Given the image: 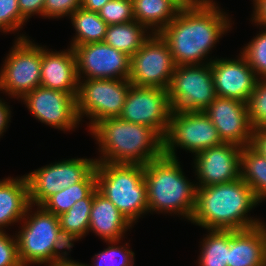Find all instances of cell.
<instances>
[{
  "label": "cell",
  "mask_w": 266,
  "mask_h": 266,
  "mask_svg": "<svg viewBox=\"0 0 266 266\" xmlns=\"http://www.w3.org/2000/svg\"><path fill=\"white\" fill-rule=\"evenodd\" d=\"M259 205L251 187L242 179L197 187L196 206L191 223L206 230H243L264 221L248 217Z\"/></svg>",
  "instance_id": "cell-2"
},
{
  "label": "cell",
  "mask_w": 266,
  "mask_h": 266,
  "mask_svg": "<svg viewBox=\"0 0 266 266\" xmlns=\"http://www.w3.org/2000/svg\"><path fill=\"white\" fill-rule=\"evenodd\" d=\"M237 57H216L210 62L215 92L218 97L247 103L258 78L245 56L241 53Z\"/></svg>",
  "instance_id": "cell-18"
},
{
  "label": "cell",
  "mask_w": 266,
  "mask_h": 266,
  "mask_svg": "<svg viewBox=\"0 0 266 266\" xmlns=\"http://www.w3.org/2000/svg\"><path fill=\"white\" fill-rule=\"evenodd\" d=\"M131 85L128 79H79L76 110L80 122L88 117L90 130L101 120L119 117Z\"/></svg>",
  "instance_id": "cell-8"
},
{
  "label": "cell",
  "mask_w": 266,
  "mask_h": 266,
  "mask_svg": "<svg viewBox=\"0 0 266 266\" xmlns=\"http://www.w3.org/2000/svg\"><path fill=\"white\" fill-rule=\"evenodd\" d=\"M27 20L19 11L18 0H0V31L14 32L22 29ZM23 25V26H22Z\"/></svg>",
  "instance_id": "cell-35"
},
{
  "label": "cell",
  "mask_w": 266,
  "mask_h": 266,
  "mask_svg": "<svg viewBox=\"0 0 266 266\" xmlns=\"http://www.w3.org/2000/svg\"><path fill=\"white\" fill-rule=\"evenodd\" d=\"M99 144L96 162L146 165L163 155V139L150 127L119 117L97 122L90 130Z\"/></svg>",
  "instance_id": "cell-3"
},
{
  "label": "cell",
  "mask_w": 266,
  "mask_h": 266,
  "mask_svg": "<svg viewBox=\"0 0 266 266\" xmlns=\"http://www.w3.org/2000/svg\"><path fill=\"white\" fill-rule=\"evenodd\" d=\"M94 198V191L84 199L76 201L72 207L58 216L60 229L69 231L78 237L89 233L90 211Z\"/></svg>",
  "instance_id": "cell-29"
},
{
  "label": "cell",
  "mask_w": 266,
  "mask_h": 266,
  "mask_svg": "<svg viewBox=\"0 0 266 266\" xmlns=\"http://www.w3.org/2000/svg\"><path fill=\"white\" fill-rule=\"evenodd\" d=\"M119 242L105 241L109 246L93 256V264L85 266H134L135 253L129 249L128 243L117 246Z\"/></svg>",
  "instance_id": "cell-30"
},
{
  "label": "cell",
  "mask_w": 266,
  "mask_h": 266,
  "mask_svg": "<svg viewBox=\"0 0 266 266\" xmlns=\"http://www.w3.org/2000/svg\"><path fill=\"white\" fill-rule=\"evenodd\" d=\"M82 0H45L43 17L63 18L70 16L81 7Z\"/></svg>",
  "instance_id": "cell-36"
},
{
  "label": "cell",
  "mask_w": 266,
  "mask_h": 266,
  "mask_svg": "<svg viewBox=\"0 0 266 266\" xmlns=\"http://www.w3.org/2000/svg\"><path fill=\"white\" fill-rule=\"evenodd\" d=\"M0 266H22L16 237L0 231Z\"/></svg>",
  "instance_id": "cell-37"
},
{
  "label": "cell",
  "mask_w": 266,
  "mask_h": 266,
  "mask_svg": "<svg viewBox=\"0 0 266 266\" xmlns=\"http://www.w3.org/2000/svg\"><path fill=\"white\" fill-rule=\"evenodd\" d=\"M110 0H82L81 7L99 13L101 8Z\"/></svg>",
  "instance_id": "cell-41"
},
{
  "label": "cell",
  "mask_w": 266,
  "mask_h": 266,
  "mask_svg": "<svg viewBox=\"0 0 266 266\" xmlns=\"http://www.w3.org/2000/svg\"><path fill=\"white\" fill-rule=\"evenodd\" d=\"M176 65L168 45L152 34L130 57L129 82L136 86L168 89Z\"/></svg>",
  "instance_id": "cell-12"
},
{
  "label": "cell",
  "mask_w": 266,
  "mask_h": 266,
  "mask_svg": "<svg viewBox=\"0 0 266 266\" xmlns=\"http://www.w3.org/2000/svg\"><path fill=\"white\" fill-rule=\"evenodd\" d=\"M132 1L134 19L148 31L151 30V34H159L181 9L173 0Z\"/></svg>",
  "instance_id": "cell-23"
},
{
  "label": "cell",
  "mask_w": 266,
  "mask_h": 266,
  "mask_svg": "<svg viewBox=\"0 0 266 266\" xmlns=\"http://www.w3.org/2000/svg\"><path fill=\"white\" fill-rule=\"evenodd\" d=\"M242 48V53L258 79H266V28Z\"/></svg>",
  "instance_id": "cell-31"
},
{
  "label": "cell",
  "mask_w": 266,
  "mask_h": 266,
  "mask_svg": "<svg viewBox=\"0 0 266 266\" xmlns=\"http://www.w3.org/2000/svg\"><path fill=\"white\" fill-rule=\"evenodd\" d=\"M78 79H128L130 56L104 42L72 47ZM84 75V76H83Z\"/></svg>",
  "instance_id": "cell-14"
},
{
  "label": "cell",
  "mask_w": 266,
  "mask_h": 266,
  "mask_svg": "<svg viewBox=\"0 0 266 266\" xmlns=\"http://www.w3.org/2000/svg\"><path fill=\"white\" fill-rule=\"evenodd\" d=\"M96 189L95 168L81 181L50 196L41 207L55 216L68 211L72 205L87 198Z\"/></svg>",
  "instance_id": "cell-27"
},
{
  "label": "cell",
  "mask_w": 266,
  "mask_h": 266,
  "mask_svg": "<svg viewBox=\"0 0 266 266\" xmlns=\"http://www.w3.org/2000/svg\"><path fill=\"white\" fill-rule=\"evenodd\" d=\"M70 17L75 29L70 47L103 42L108 25L100 18L99 13L80 7Z\"/></svg>",
  "instance_id": "cell-26"
},
{
  "label": "cell",
  "mask_w": 266,
  "mask_h": 266,
  "mask_svg": "<svg viewBox=\"0 0 266 266\" xmlns=\"http://www.w3.org/2000/svg\"><path fill=\"white\" fill-rule=\"evenodd\" d=\"M0 98V137L6 132L8 123L11 122V110L8 103ZM7 103V104H6Z\"/></svg>",
  "instance_id": "cell-40"
},
{
  "label": "cell",
  "mask_w": 266,
  "mask_h": 266,
  "mask_svg": "<svg viewBox=\"0 0 266 266\" xmlns=\"http://www.w3.org/2000/svg\"><path fill=\"white\" fill-rule=\"evenodd\" d=\"M148 213L179 214L191 220L197 197V185L190 182L179 159L162 155L144 165Z\"/></svg>",
  "instance_id": "cell-4"
},
{
  "label": "cell",
  "mask_w": 266,
  "mask_h": 266,
  "mask_svg": "<svg viewBox=\"0 0 266 266\" xmlns=\"http://www.w3.org/2000/svg\"><path fill=\"white\" fill-rule=\"evenodd\" d=\"M30 205L19 224L21 230L15 235L18 255L22 266H52V249L60 229L58 216L45 211L41 206L31 211ZM33 212V213H32Z\"/></svg>",
  "instance_id": "cell-9"
},
{
  "label": "cell",
  "mask_w": 266,
  "mask_h": 266,
  "mask_svg": "<svg viewBox=\"0 0 266 266\" xmlns=\"http://www.w3.org/2000/svg\"><path fill=\"white\" fill-rule=\"evenodd\" d=\"M30 205L25 175L0 180V231H5L13 223L21 222Z\"/></svg>",
  "instance_id": "cell-22"
},
{
  "label": "cell",
  "mask_w": 266,
  "mask_h": 266,
  "mask_svg": "<svg viewBox=\"0 0 266 266\" xmlns=\"http://www.w3.org/2000/svg\"><path fill=\"white\" fill-rule=\"evenodd\" d=\"M253 14L251 21L257 24V27L260 25L262 28H266V0H253Z\"/></svg>",
  "instance_id": "cell-39"
},
{
  "label": "cell",
  "mask_w": 266,
  "mask_h": 266,
  "mask_svg": "<svg viewBox=\"0 0 266 266\" xmlns=\"http://www.w3.org/2000/svg\"><path fill=\"white\" fill-rule=\"evenodd\" d=\"M22 100L38 121L54 129L70 132L81 123L77 115L76 98L64 91L38 86Z\"/></svg>",
  "instance_id": "cell-15"
},
{
  "label": "cell",
  "mask_w": 266,
  "mask_h": 266,
  "mask_svg": "<svg viewBox=\"0 0 266 266\" xmlns=\"http://www.w3.org/2000/svg\"><path fill=\"white\" fill-rule=\"evenodd\" d=\"M247 108L254 131L266 129V79L257 80Z\"/></svg>",
  "instance_id": "cell-32"
},
{
  "label": "cell",
  "mask_w": 266,
  "mask_h": 266,
  "mask_svg": "<svg viewBox=\"0 0 266 266\" xmlns=\"http://www.w3.org/2000/svg\"><path fill=\"white\" fill-rule=\"evenodd\" d=\"M167 92L173 111H204L217 97L210 63L176 66Z\"/></svg>",
  "instance_id": "cell-10"
},
{
  "label": "cell",
  "mask_w": 266,
  "mask_h": 266,
  "mask_svg": "<svg viewBox=\"0 0 266 266\" xmlns=\"http://www.w3.org/2000/svg\"><path fill=\"white\" fill-rule=\"evenodd\" d=\"M96 188L133 224L148 213L144 166L96 162Z\"/></svg>",
  "instance_id": "cell-5"
},
{
  "label": "cell",
  "mask_w": 266,
  "mask_h": 266,
  "mask_svg": "<svg viewBox=\"0 0 266 266\" xmlns=\"http://www.w3.org/2000/svg\"><path fill=\"white\" fill-rule=\"evenodd\" d=\"M100 18L109 25L134 21L132 0H110L99 11Z\"/></svg>",
  "instance_id": "cell-33"
},
{
  "label": "cell",
  "mask_w": 266,
  "mask_h": 266,
  "mask_svg": "<svg viewBox=\"0 0 266 266\" xmlns=\"http://www.w3.org/2000/svg\"><path fill=\"white\" fill-rule=\"evenodd\" d=\"M242 147L223 143L194 154L197 187L222 184L241 178Z\"/></svg>",
  "instance_id": "cell-16"
},
{
  "label": "cell",
  "mask_w": 266,
  "mask_h": 266,
  "mask_svg": "<svg viewBox=\"0 0 266 266\" xmlns=\"http://www.w3.org/2000/svg\"><path fill=\"white\" fill-rule=\"evenodd\" d=\"M79 239L81 240L82 237H78L69 231L59 229L52 249V266L84 264L67 257L69 251H71V248L74 246V242Z\"/></svg>",
  "instance_id": "cell-34"
},
{
  "label": "cell",
  "mask_w": 266,
  "mask_h": 266,
  "mask_svg": "<svg viewBox=\"0 0 266 266\" xmlns=\"http://www.w3.org/2000/svg\"><path fill=\"white\" fill-rule=\"evenodd\" d=\"M45 47V48H44ZM79 79L73 48L51 51L42 47L41 86L77 97Z\"/></svg>",
  "instance_id": "cell-19"
},
{
  "label": "cell",
  "mask_w": 266,
  "mask_h": 266,
  "mask_svg": "<svg viewBox=\"0 0 266 266\" xmlns=\"http://www.w3.org/2000/svg\"><path fill=\"white\" fill-rule=\"evenodd\" d=\"M151 35L141 23L134 20L109 25L103 42L131 57Z\"/></svg>",
  "instance_id": "cell-24"
},
{
  "label": "cell",
  "mask_w": 266,
  "mask_h": 266,
  "mask_svg": "<svg viewBox=\"0 0 266 266\" xmlns=\"http://www.w3.org/2000/svg\"><path fill=\"white\" fill-rule=\"evenodd\" d=\"M45 0H18L19 11L28 21L34 15L43 16Z\"/></svg>",
  "instance_id": "cell-38"
},
{
  "label": "cell",
  "mask_w": 266,
  "mask_h": 266,
  "mask_svg": "<svg viewBox=\"0 0 266 266\" xmlns=\"http://www.w3.org/2000/svg\"><path fill=\"white\" fill-rule=\"evenodd\" d=\"M241 178L251 187L256 200L266 199V157L252 144L241 150Z\"/></svg>",
  "instance_id": "cell-25"
},
{
  "label": "cell",
  "mask_w": 266,
  "mask_h": 266,
  "mask_svg": "<svg viewBox=\"0 0 266 266\" xmlns=\"http://www.w3.org/2000/svg\"><path fill=\"white\" fill-rule=\"evenodd\" d=\"M228 266H266V223L230 230Z\"/></svg>",
  "instance_id": "cell-20"
},
{
  "label": "cell",
  "mask_w": 266,
  "mask_h": 266,
  "mask_svg": "<svg viewBox=\"0 0 266 266\" xmlns=\"http://www.w3.org/2000/svg\"><path fill=\"white\" fill-rule=\"evenodd\" d=\"M223 144L218 131L204 111H173L163 137V154L178 159L176 148L199 153Z\"/></svg>",
  "instance_id": "cell-7"
},
{
  "label": "cell",
  "mask_w": 266,
  "mask_h": 266,
  "mask_svg": "<svg viewBox=\"0 0 266 266\" xmlns=\"http://www.w3.org/2000/svg\"><path fill=\"white\" fill-rule=\"evenodd\" d=\"M5 61V62H4ZM0 69V91L22 99L41 86L42 46L20 34Z\"/></svg>",
  "instance_id": "cell-6"
},
{
  "label": "cell",
  "mask_w": 266,
  "mask_h": 266,
  "mask_svg": "<svg viewBox=\"0 0 266 266\" xmlns=\"http://www.w3.org/2000/svg\"><path fill=\"white\" fill-rule=\"evenodd\" d=\"M228 16L213 0H198L181 8L174 20L159 33L168 45L175 65L210 63L212 58L208 60L207 55L232 27Z\"/></svg>",
  "instance_id": "cell-1"
},
{
  "label": "cell",
  "mask_w": 266,
  "mask_h": 266,
  "mask_svg": "<svg viewBox=\"0 0 266 266\" xmlns=\"http://www.w3.org/2000/svg\"><path fill=\"white\" fill-rule=\"evenodd\" d=\"M133 224L106 197L94 190L89 231L104 241H121Z\"/></svg>",
  "instance_id": "cell-21"
},
{
  "label": "cell",
  "mask_w": 266,
  "mask_h": 266,
  "mask_svg": "<svg viewBox=\"0 0 266 266\" xmlns=\"http://www.w3.org/2000/svg\"><path fill=\"white\" fill-rule=\"evenodd\" d=\"M200 242L198 266H228L230 230H207Z\"/></svg>",
  "instance_id": "cell-28"
},
{
  "label": "cell",
  "mask_w": 266,
  "mask_h": 266,
  "mask_svg": "<svg viewBox=\"0 0 266 266\" xmlns=\"http://www.w3.org/2000/svg\"><path fill=\"white\" fill-rule=\"evenodd\" d=\"M61 266H83V264H75V265H61Z\"/></svg>",
  "instance_id": "cell-43"
},
{
  "label": "cell",
  "mask_w": 266,
  "mask_h": 266,
  "mask_svg": "<svg viewBox=\"0 0 266 266\" xmlns=\"http://www.w3.org/2000/svg\"><path fill=\"white\" fill-rule=\"evenodd\" d=\"M204 113L215 125L223 143L240 147L252 144L254 129L247 103L217 96Z\"/></svg>",
  "instance_id": "cell-17"
},
{
  "label": "cell",
  "mask_w": 266,
  "mask_h": 266,
  "mask_svg": "<svg viewBox=\"0 0 266 266\" xmlns=\"http://www.w3.org/2000/svg\"><path fill=\"white\" fill-rule=\"evenodd\" d=\"M180 8H186L195 4L198 0H173Z\"/></svg>",
  "instance_id": "cell-42"
},
{
  "label": "cell",
  "mask_w": 266,
  "mask_h": 266,
  "mask_svg": "<svg viewBox=\"0 0 266 266\" xmlns=\"http://www.w3.org/2000/svg\"><path fill=\"white\" fill-rule=\"evenodd\" d=\"M96 165L95 159L71 158L51 163L25 174L30 204L41 206L50 196L81 182Z\"/></svg>",
  "instance_id": "cell-11"
},
{
  "label": "cell",
  "mask_w": 266,
  "mask_h": 266,
  "mask_svg": "<svg viewBox=\"0 0 266 266\" xmlns=\"http://www.w3.org/2000/svg\"><path fill=\"white\" fill-rule=\"evenodd\" d=\"M171 112L166 89L131 85L119 118L148 126L163 139Z\"/></svg>",
  "instance_id": "cell-13"
}]
</instances>
